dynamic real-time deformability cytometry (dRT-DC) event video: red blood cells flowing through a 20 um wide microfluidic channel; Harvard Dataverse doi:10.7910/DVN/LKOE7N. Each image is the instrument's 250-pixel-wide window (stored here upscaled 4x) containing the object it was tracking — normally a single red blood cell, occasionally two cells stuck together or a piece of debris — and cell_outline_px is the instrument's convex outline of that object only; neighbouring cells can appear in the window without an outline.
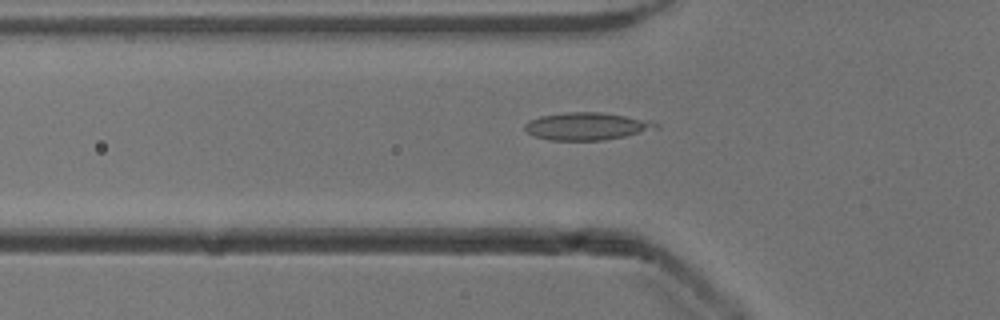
{"species": "common noctule bat (a hibernating species)", "species_latin": "Nyctalus noctula", "temperature_condition": "cold", "stored_images_in_passage": 40, "camera_frame_rate_fps": 3000, "um_per_image_px": 0.085, "animal": {"sex": "male", "body_mass_g": 13.3}, "frame": {"image": 1, "passage_image": 18, "time_ms": 5.667, "image_size_px": [1000, 320], "cell_outline_px": [[660, 128], [624, 136], [604, 140], [548, 140], [532, 136], [524, 128], [524, 124], [528, 120], [540, 116], [568, 112], [600, 112], [648, 120], [660, 124]], "centroid_in_image_um": [49.84, 10.73], "position_along_channel_um": 76.0, "area_um2": 20.98}}
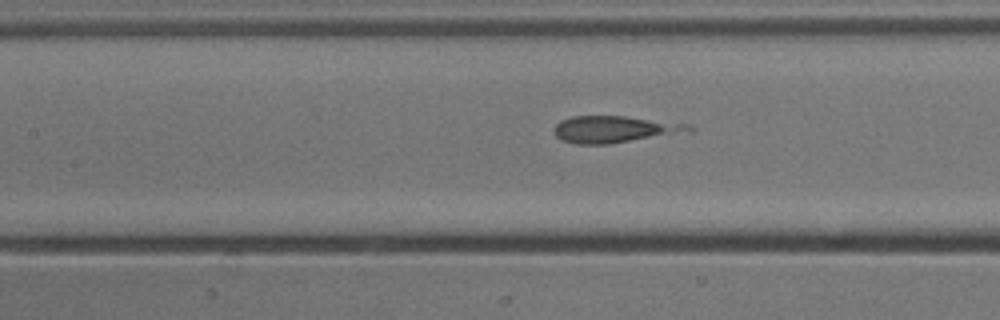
{"frame": {"image": 2, "passage_image": 24, "time_ms": 7.667, "image_size_px": [1000, 320], "cell_outline_px": [[696, 128], [692, 132], [608, 144], [576, 144], [564, 140], [556, 136], [552, 132], [552, 128], [560, 120], [572, 116], [624, 116], [688, 124]], "centroid_in_image_um": [52.25, 10.99], "position_along_channel_um": 155.2, "area_um2": 21.21}}
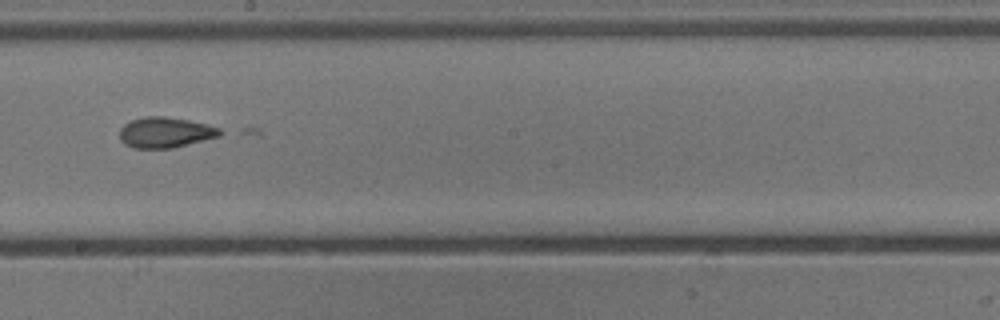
{"frame": {"image": 3, "passage_image": 30, "time_ms": 9.667, "image_size_px": [1000, 320], "cell_outline_px": [[228, 132], [220, 136], [172, 148], [132, 148], [124, 144], [120, 140], [120, 128], [124, 124], [132, 120], [144, 116], [164, 116], [188, 120], [208, 124], [220, 128]], "centroid_in_image_um": [14.08, 11.25], "position_along_channel_um": 234.1, "area_um2": 18.09}}